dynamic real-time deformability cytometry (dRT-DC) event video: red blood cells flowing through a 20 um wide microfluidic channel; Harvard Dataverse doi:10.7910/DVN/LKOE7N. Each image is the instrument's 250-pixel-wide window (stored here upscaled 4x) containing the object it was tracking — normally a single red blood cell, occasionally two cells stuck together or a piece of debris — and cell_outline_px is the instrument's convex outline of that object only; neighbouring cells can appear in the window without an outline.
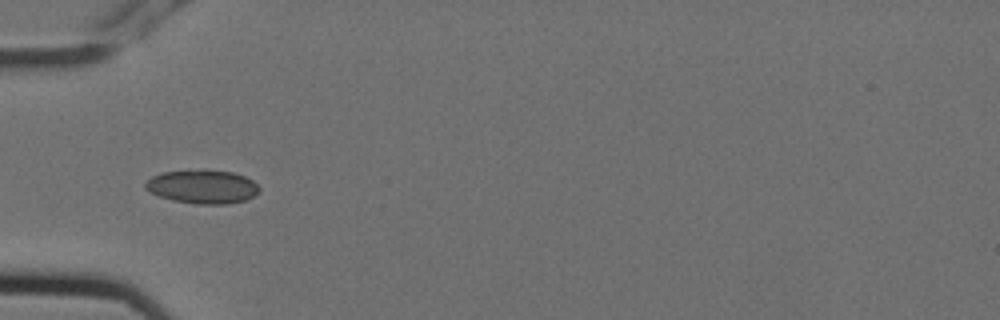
{"species": "Egyptian fruit bat (a non-hibernating species)", "species_latin": "Rousettus aegyptiacus", "temperature_condition": "cold", "stored_images_in_passage": 7, "camera_frame_rate_fps": 3000, "um_per_image_px": 0.085, "animal": {"sex": "female"}, "frame": {"image": 1, "passage_image": 6, "time_ms": 1.667, "image_size_px": [1000, 320], "cell_outline_px": [[260, 192], [248, 200], [228, 204], [196, 204], [156, 196], [148, 192], [144, 188], [144, 184], [152, 176], [164, 172], [204, 168], [232, 172], [244, 176], [252, 180], [260, 188]], "centroid_in_image_um": [17.22, 15.86], "position_along_channel_um": 67.8, "area_um2": 22.83}}
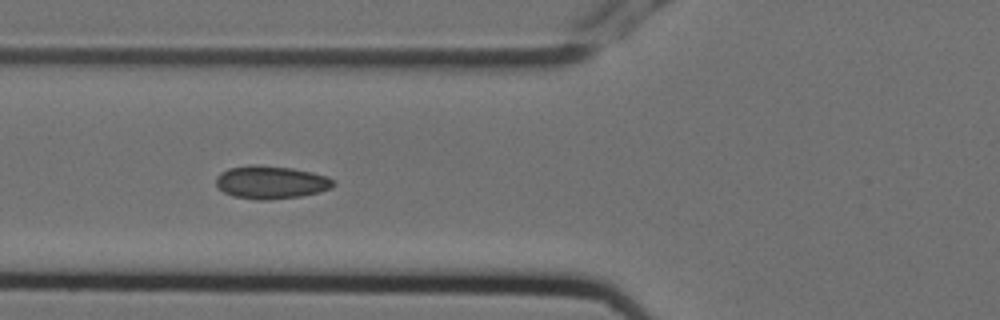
{"frame": {"image": 2, "passage_image": 7, "time_ms": 2.0, "image_size_px": [1000, 320], "cell_outline_px": [[336, 184], [332, 188], [320, 192], [300, 196], [268, 200], [256, 200], [232, 196], [224, 192], [216, 184], [216, 176], [220, 172], [228, 168], [248, 164], [256, 164], [292, 168], [312, 172], [328, 176], [336, 180]], "centroid_in_image_um": [23.05, 15.48], "position_along_channel_um": 102.8, "area_um2": 22.95}}